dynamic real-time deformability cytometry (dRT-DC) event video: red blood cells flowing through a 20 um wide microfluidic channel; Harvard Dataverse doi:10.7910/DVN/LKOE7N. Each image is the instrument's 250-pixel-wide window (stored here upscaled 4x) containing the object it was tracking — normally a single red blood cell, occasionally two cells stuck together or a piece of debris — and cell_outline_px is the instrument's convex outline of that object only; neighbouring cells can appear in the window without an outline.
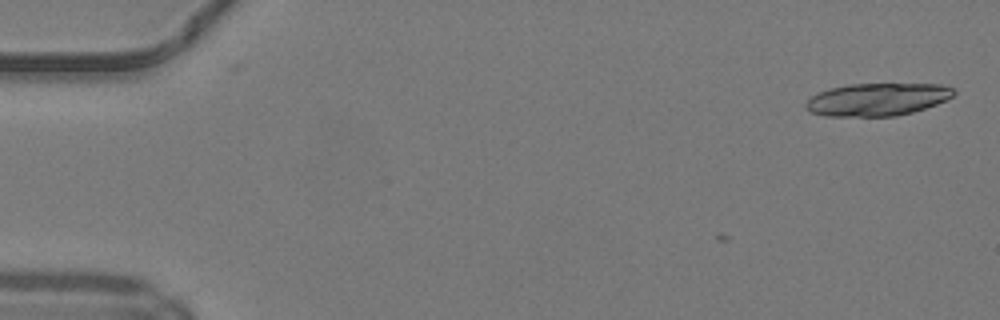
{"species": "common noctule bat (a hibernating species)", "species_latin": "Nyctalus noctula", "temperature_condition": "warm", "stored_images_in_passage": 4, "camera_frame_rate_fps": 3000, "um_per_image_px": 0.085, "animal": {"sex": "male", "body_mass_g": 19.2, "forearm_length_mm": 51.8}, "frame": {"image": 1, "passage_image": 4, "time_ms": 1.0, "image_size_px": [1000, 320], "cell_outline_px": [[956, 92], [952, 96], [936, 104], [912, 112], [896, 116], [824, 116], [812, 112], [804, 108], [804, 104], [812, 96], [820, 92], [832, 88], [848, 84], [940, 84], [956, 88]], "centroid_in_image_um": [74.57, 8.45], "position_along_channel_um": 10.4, "area_um2": 28.03}}